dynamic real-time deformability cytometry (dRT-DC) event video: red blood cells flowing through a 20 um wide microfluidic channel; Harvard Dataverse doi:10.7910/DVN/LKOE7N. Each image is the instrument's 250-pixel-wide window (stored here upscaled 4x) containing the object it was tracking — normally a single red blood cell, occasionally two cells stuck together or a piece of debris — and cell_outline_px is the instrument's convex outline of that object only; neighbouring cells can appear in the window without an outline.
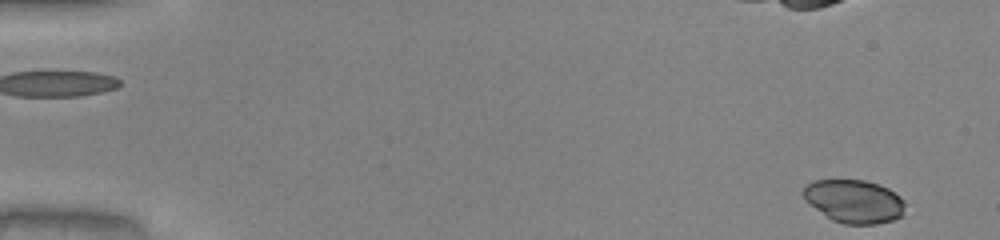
{"species": "common noctule bat (a hibernating species)", "species_latin": "Nyctalus noctula", "temperature_condition": "warm", "stored_images_in_passage": 25, "camera_frame_rate_fps": 3000, "um_per_image_px": 0.085, "animal": {"sex": "male", "body_mass_g": 20.0, "forearm_length_mm": 53.3}, "frame": {"image": 1, "passage_image": 1, "time_ms": 0.0, "image_size_px": [1000, 240], "cell_outline_px": [[904, 216], [892, 220], [876, 224], [844, 224], [832, 220], [804, 200], [800, 192], [812, 180], [864, 180], [888, 188], [900, 196], [904, 200]], "centroid_in_image_um": [72.59, 17.11], "position_along_channel_um": 12.4, "area_um2": 25.72}}